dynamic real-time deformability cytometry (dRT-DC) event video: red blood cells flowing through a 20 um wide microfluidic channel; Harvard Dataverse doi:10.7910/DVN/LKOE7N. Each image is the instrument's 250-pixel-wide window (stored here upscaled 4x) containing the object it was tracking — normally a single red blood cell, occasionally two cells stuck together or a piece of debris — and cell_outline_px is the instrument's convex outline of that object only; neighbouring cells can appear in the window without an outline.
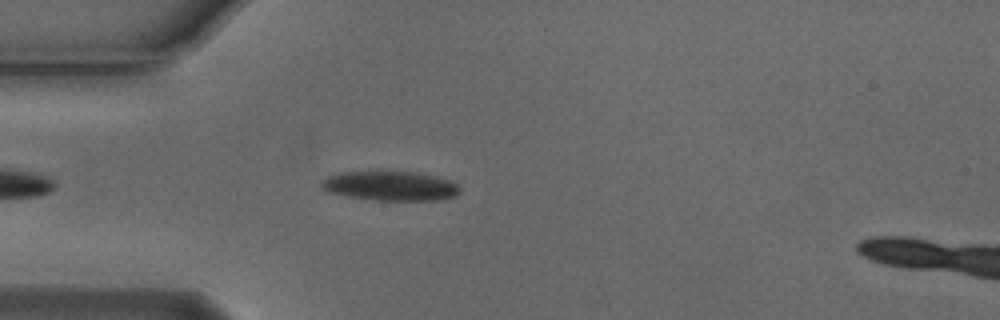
{"species": "Egyptian fruit bat (a non-hibernating species)", "species_latin": "Rousettus aegyptiacus", "temperature_condition": "cold", "stored_images_in_passage": 41, "camera_frame_rate_fps": 3000, "um_per_image_px": 0.085, "animal": {"sex": "male"}, "frame": {"image": 1, "passage_image": 5, "time_ms": 1.333, "image_size_px": [1000, 320], "cell_outline_px": [[460, 192], [456, 196], [444, 200], [372, 200], [348, 196], [328, 192], [320, 184], [328, 176], [340, 172], [380, 168], [416, 172], [452, 180], [460, 188]], "centroid_in_image_um": [33.19, 15.75], "position_along_channel_um": 51.8, "area_um2": 24.8}}
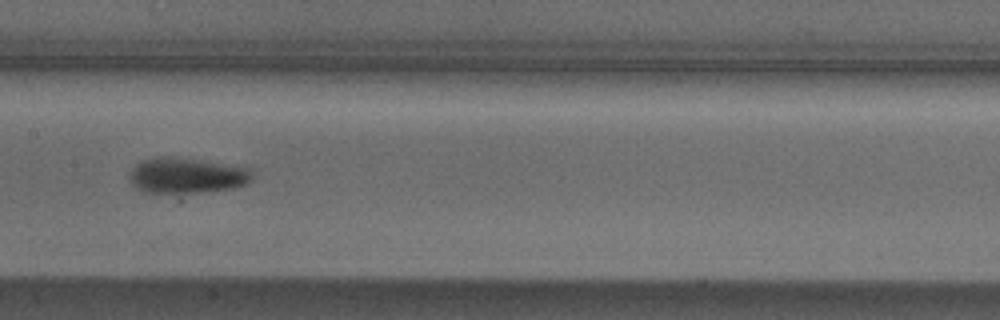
{"frame": {"image": 2, "passage_image": 17, "time_ms": 5.333, "image_size_px": [1000, 320], "cell_outline_px": [[252, 180], [248, 184], [232, 188], [204, 192], [144, 192], [136, 188], [132, 184], [132, 168], [140, 160], [156, 156], [160, 156], [200, 160], [248, 168], [252, 172]], "centroid_in_image_um": [15.88, 14.91], "position_along_channel_um": 191.5, "area_um2": 25.09}}
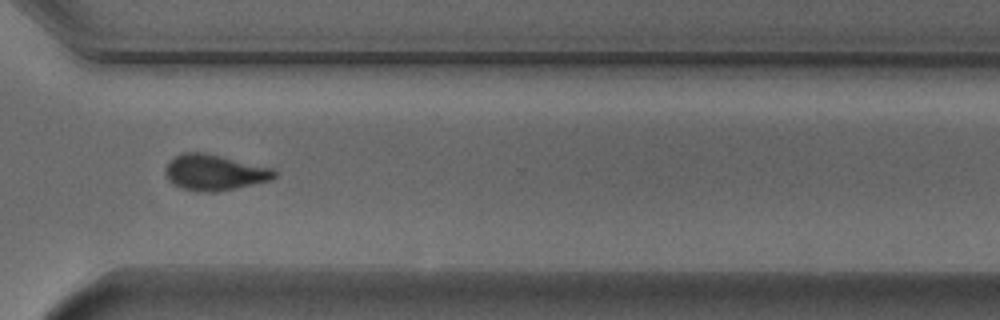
{"frame": {"image": 3, "passage_image": 30, "time_ms": 9.667, "image_size_px": [1000, 320], "cell_outline_px": [[276, 176], [272, 180], [236, 188], [216, 192], [196, 192], [180, 188], [172, 184], [168, 180], [164, 172], [164, 168], [176, 156], [184, 152], [204, 152], [272, 168], [276, 172]], "centroid_in_image_um": [18.21, 14.68], "position_along_channel_um": 352.4, "area_um2": 22.83}, "authors_computed_cell_mechanics": {"area_um2": 24.2182, "velocity_mm_per_s": 3.7161, "shape_relaxation_time_tau1_ms": 4.0214, "shape_relaxation_time_tau2_ms": 5.8419, "deformation_change_tau1": 0.1488, "deformation_change_tau2": 0.1092}}